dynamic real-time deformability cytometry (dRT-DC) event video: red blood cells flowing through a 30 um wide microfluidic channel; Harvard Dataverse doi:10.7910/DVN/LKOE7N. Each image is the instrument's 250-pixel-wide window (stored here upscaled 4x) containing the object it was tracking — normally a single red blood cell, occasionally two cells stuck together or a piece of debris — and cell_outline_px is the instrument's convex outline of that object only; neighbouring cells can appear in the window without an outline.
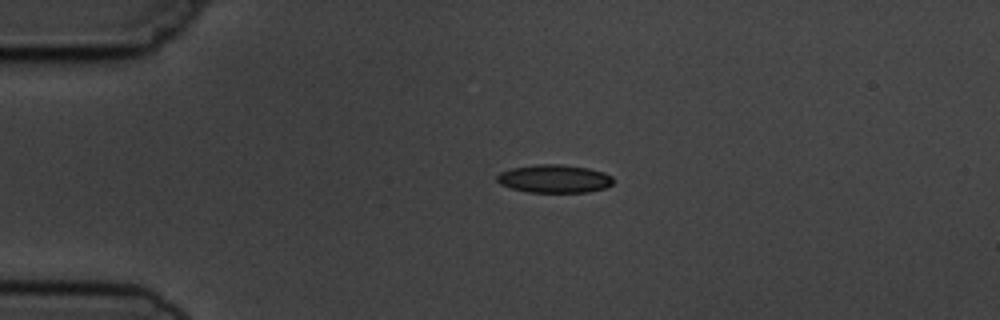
{"species": "common noctule bat (a hibernating species)", "species_latin": "Nyctalus noctula", "temperature_condition": "cold", "stored_images_in_passage": 2, "camera_frame_rate_fps": 3000, "um_per_image_px": 0.085, "animal": {"sex": "male", "body_mass_g": 19.5, "forearm_length_mm": 54.6}, "frame": {"image": 1, "passage_image": 1, "time_ms": 0.0, "image_size_px": [1000, 320], "cell_outline_px": [[612, 184], [604, 188], [588, 192], [528, 192], [512, 188], [500, 184], [496, 180], [496, 176], [500, 172], [512, 168], [540, 164], [560, 164], [588, 168], [604, 172], [612, 176]], "centroid_in_image_um": [47.11, 15.19], "position_along_channel_um": 37.9, "area_um2": 18.96}}